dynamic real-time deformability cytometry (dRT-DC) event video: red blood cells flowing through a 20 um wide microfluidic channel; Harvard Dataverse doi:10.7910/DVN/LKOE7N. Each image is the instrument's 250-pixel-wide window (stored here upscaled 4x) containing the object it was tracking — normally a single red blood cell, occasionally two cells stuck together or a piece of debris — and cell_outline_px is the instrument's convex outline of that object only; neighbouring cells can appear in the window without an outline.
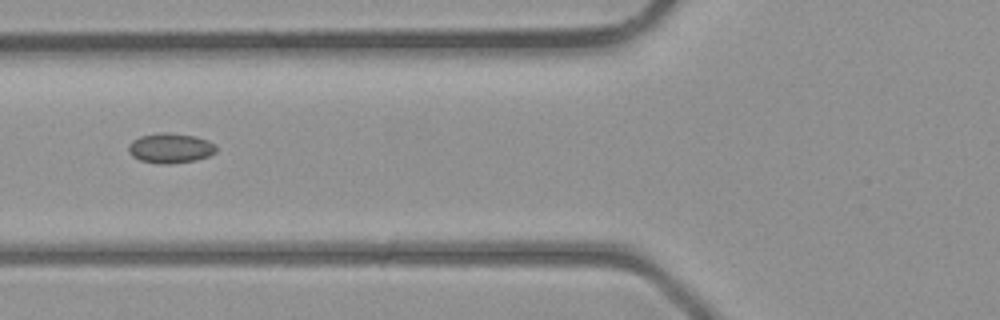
{"species": "common noctule bat (a hibernating species)", "species_latin": "Nyctalus noctula", "temperature_condition": "room temperature", "stored_images_in_passage": 34, "camera_frame_rate_fps": 3000, "um_per_image_px": 0.085, "animal": {"sex": "male", "body_mass_g": 23.1, "forearm_length_mm": 52.7}, "frame": {"image": 1, "passage_image": 11, "time_ms": 3.333, "image_size_px": [1000, 320], "cell_outline_px": [[216, 152], [208, 156], [196, 160], [168, 164], [160, 164], [140, 160], [132, 156], [128, 152], [128, 144], [132, 140], [140, 136], [160, 132], [164, 132], [196, 136], [208, 140], [216, 144]], "centroid_in_image_um": [14.48, 12.58], "position_along_channel_um": 111.3, "area_um2": 15.43}}
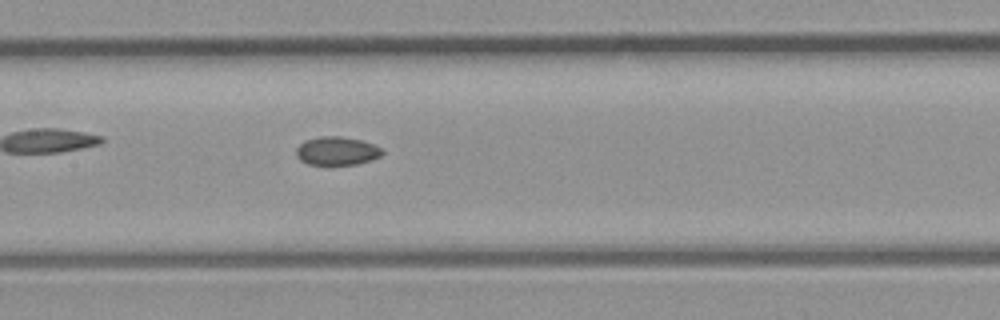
{"frame": {"image": 2, "passage_image": 15, "time_ms": 4.667, "image_size_px": [1000, 320], "cell_outline_px": [[384, 152], [380, 156], [372, 160], [356, 164], [308, 164], [300, 160], [296, 156], [296, 148], [304, 140], [320, 136], [340, 136], [360, 140], [372, 144], [380, 148]], "centroid_in_image_um": [28.6, 12.82], "position_along_channel_um": 178.8, "area_um2": 14.16}}
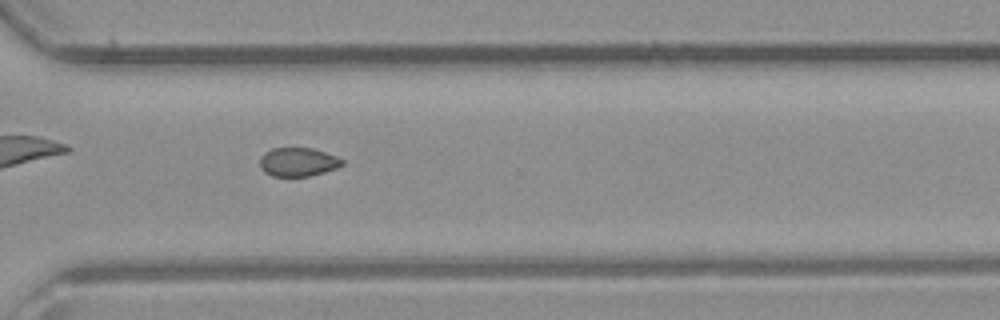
{"frame": {"image": 3, "passage_image": 25, "time_ms": 8.0, "image_size_px": [1000, 320], "cell_outline_px": [[344, 164], [336, 168], [324, 172], [308, 176], [272, 176], [264, 172], [260, 168], [260, 156], [264, 152], [272, 148], [312, 148], [336, 156], [344, 160]], "centroid_in_image_um": [25.31, 13.77], "position_along_channel_um": 345.3, "area_um2": 13.81}}